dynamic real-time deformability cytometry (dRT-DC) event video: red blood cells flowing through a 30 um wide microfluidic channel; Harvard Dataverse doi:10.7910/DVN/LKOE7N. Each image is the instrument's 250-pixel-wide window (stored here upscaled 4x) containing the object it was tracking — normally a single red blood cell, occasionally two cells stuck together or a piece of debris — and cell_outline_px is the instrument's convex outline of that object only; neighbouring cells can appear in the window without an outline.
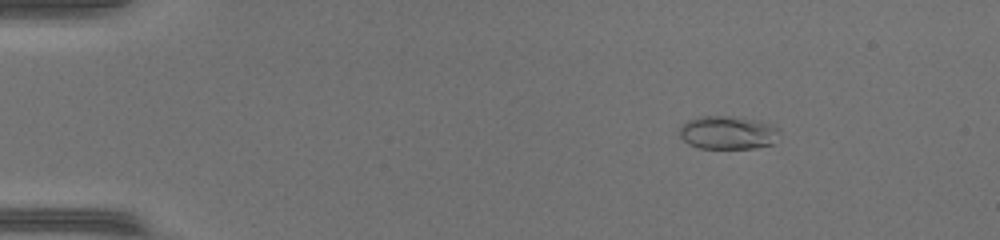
{"species": "common noctule bat (a hibernating species)", "species_latin": "Nyctalus noctula", "temperature_condition": "warm", "stored_images_in_passage": 49, "camera_frame_rate_fps": 3000, "um_per_image_px": 0.085, "animal": {"sex": "female", "body_mass_g": 17.0, "forearm_length_mm": 48.0}, "frame": {"image": 1, "passage_image": 8, "time_ms": 2.333, "image_size_px": [1000, 240], "cell_outline_px": [[780, 132], [772, 144], [752, 148], [700, 148], [688, 144], [680, 136], [680, 128], [688, 120], [700, 116], [732, 116], [752, 120], [768, 124], [780, 128]], "centroid_in_image_um": [61.85, 11.28], "position_along_channel_um": 23.2, "area_um2": 19.13}}
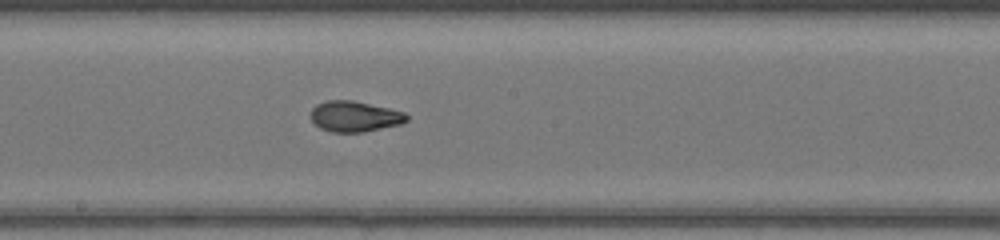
{"frame": {"image": 2, "passage_image": 28, "time_ms": 9.0, "image_size_px": [1000, 240], "cell_outline_px": [[408, 120], [400, 124], [364, 132], [332, 132], [320, 128], [312, 120], [312, 108], [316, 104], [324, 100], [352, 100], [388, 108], [404, 112], [408, 116]], "centroid_in_image_um": [30.14, 9.89], "position_along_channel_um": 218.1, "area_um2": 17.05}}
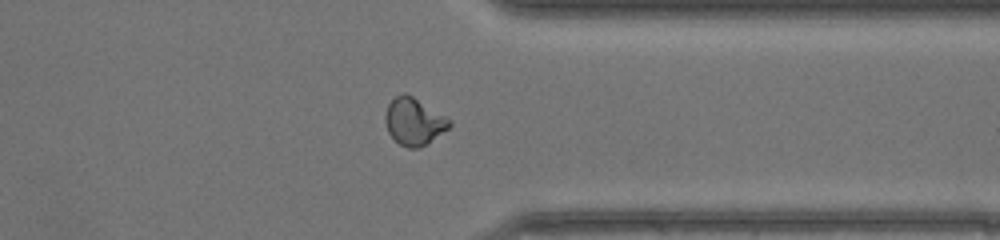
{"frame": {"image": 3, "passage_image": 39, "time_ms": 12.667, "image_size_px": [1000, 240], "cell_outline_px": [[452, 124], [448, 128], [420, 148], [408, 148], [400, 144], [388, 132], [384, 120], [384, 116], [388, 104], [396, 96], [404, 92], [412, 96], [452, 120]], "centroid_in_image_um": [35.17, 10.32], "position_along_channel_um": 376.2, "area_um2": 17.4}, "authors_computed_cell_mechanics": {"area_um2": 17.5134, "velocity_mm_per_s": 4.3856, "shape_relaxation_time_tau1_ms": 10.8675, "shape_relaxation_time_tau2_ms": 0.8771, "deformation_change_tau1": 0.3208, "deformation_change_tau2": 0.0591}}